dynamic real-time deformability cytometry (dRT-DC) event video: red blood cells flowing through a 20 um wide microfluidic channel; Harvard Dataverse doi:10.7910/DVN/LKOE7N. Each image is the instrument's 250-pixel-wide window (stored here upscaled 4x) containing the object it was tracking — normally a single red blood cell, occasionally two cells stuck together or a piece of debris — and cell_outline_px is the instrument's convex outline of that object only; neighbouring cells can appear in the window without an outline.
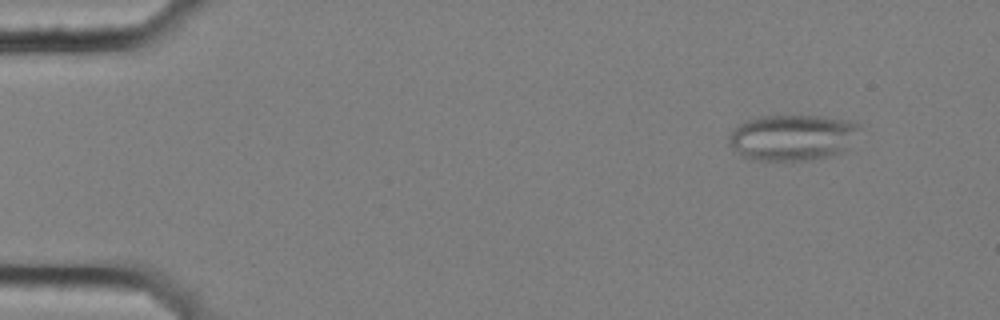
{"species": "common noctule bat (a hibernating species)", "species_latin": "Nyctalus noctula", "temperature_condition": "cold", "stored_images_in_passage": 57, "camera_frame_rate_fps": 3000, "um_per_image_px": 0.085, "animal": {"sex": "female", "body_mass_g": 25.1}, "frame": {"image": 1, "passage_image": 6, "time_ms": 1.667, "image_size_px": [1000, 320], "cell_outline_px": [[860, 124], [848, 148], [840, 152], [812, 160], [752, 160], [740, 156], [728, 144], [728, 140], [732, 128], [736, 124], [744, 120], [760, 116], [820, 116], [856, 120]], "centroid_in_image_um": [67.3, 11.67], "position_along_channel_um": 17.7, "area_um2": 35.37}}
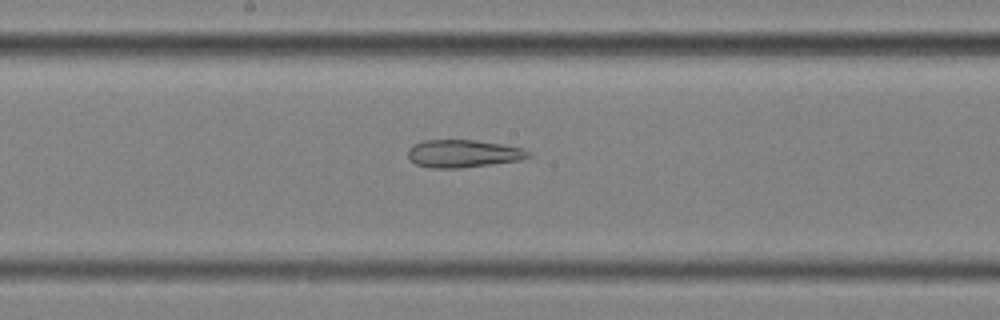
{"frame": {"image": 2, "passage_image": 31, "time_ms": 10.0, "image_size_px": [1000, 320], "cell_outline_px": [[532, 156], [520, 160], [460, 168], [432, 168], [416, 164], [408, 160], [408, 148], [424, 140], [476, 140], [500, 144], [520, 148], [532, 152]], "centroid_in_image_um": [39.36, 13.06], "position_along_channel_um": 208.8, "area_um2": 19.36}}
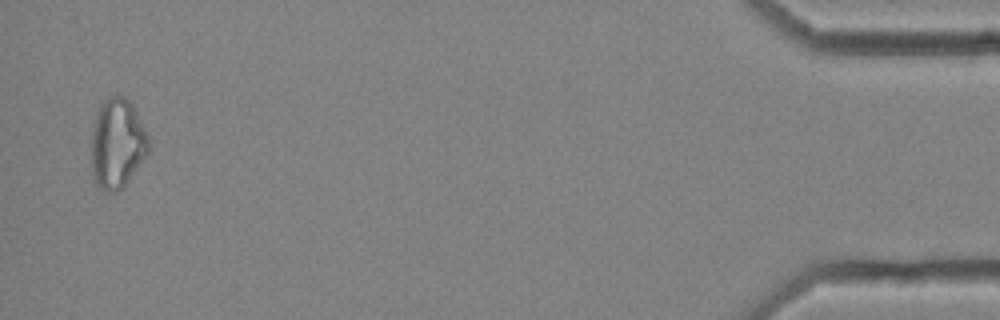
{"frame": {"image": 3, "passage_image": 56, "time_ms": 18.333, "image_size_px": [1000, 320], "cell_outline_px": [[148, 152], [124, 184], [116, 192], [104, 192], [96, 184], [92, 176], [92, 128], [96, 112], [100, 104], [104, 100], [112, 96], [124, 96], [132, 104], [148, 136]], "centroid_in_image_um": [9.92, 12.18], "position_along_channel_um": 425.3, "area_um2": 29.54}, "authors_computed_cell_mechanics": {"area_um2": 26.4146, "velocity_mm_per_s": 3.57, "shape_relaxation_time_tau1_ms": null, "shape_relaxation_time_tau2_ms": 3.2408, "deformation_change_tau1": null, "deformation_change_tau2": 0.1307}}